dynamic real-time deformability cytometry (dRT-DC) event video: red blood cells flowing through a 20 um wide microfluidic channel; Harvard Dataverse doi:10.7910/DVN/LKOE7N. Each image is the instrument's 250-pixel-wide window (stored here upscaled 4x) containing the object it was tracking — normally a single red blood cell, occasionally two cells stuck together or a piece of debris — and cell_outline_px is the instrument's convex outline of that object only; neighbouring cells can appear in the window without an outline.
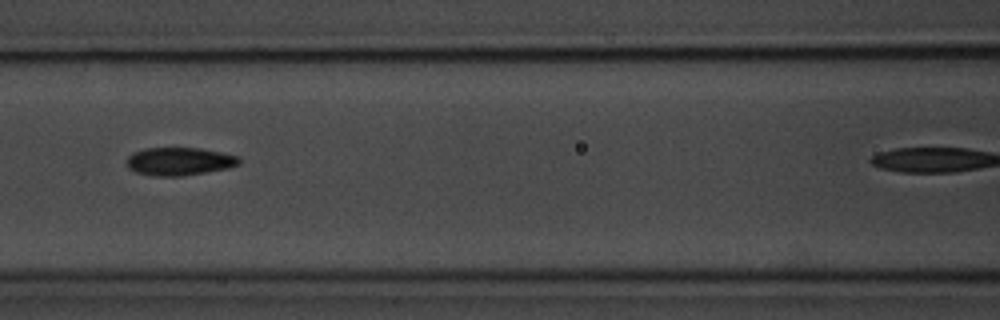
{"species": "common noctule bat (a hibernating species)", "species_latin": "Nyctalus noctula", "temperature_condition": "room temperature", "stored_images_in_passage": 8, "camera_frame_rate_fps": 3000, "um_per_image_px": 0.085, "animal": {"sex": "male", "body_mass_g": 20.1, "forearm_length_mm": 53.5}, "frame": {"image": 1, "passage_image": 5, "time_ms": 4.667, "image_size_px": [1000, 320], "cell_outline_px": [[240, 164], [228, 168], [180, 176], [152, 176], [136, 172], [128, 168], [128, 156], [132, 152], [144, 148], [200, 148], [240, 156]], "centroid_in_image_um": [15.24, 13.71], "position_along_channel_um": 151.4, "area_um2": 18.32}}
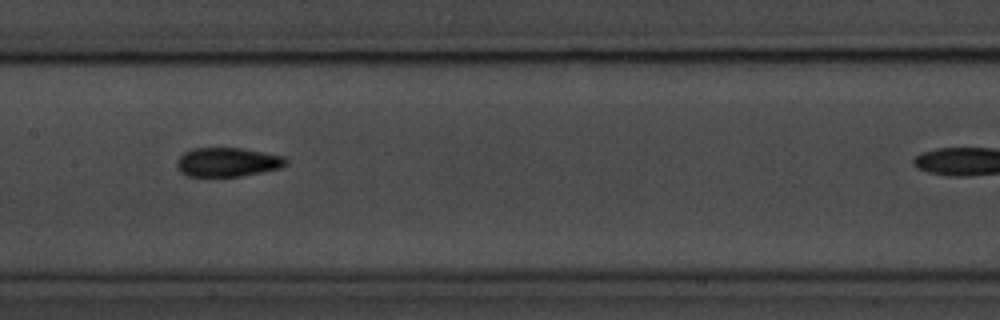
{"frame": {"image": 2, "passage_image": 6, "time_ms": 5.667, "image_size_px": [1000, 320], "cell_outline_px": [[288, 164], [280, 168], [240, 176], [188, 176], [180, 172], [176, 168], [176, 160], [184, 152], [192, 148], [240, 148], [284, 156], [288, 160]], "centroid_in_image_um": [19.31, 13.78], "position_along_channel_um": 188.1, "area_um2": 18.5}}